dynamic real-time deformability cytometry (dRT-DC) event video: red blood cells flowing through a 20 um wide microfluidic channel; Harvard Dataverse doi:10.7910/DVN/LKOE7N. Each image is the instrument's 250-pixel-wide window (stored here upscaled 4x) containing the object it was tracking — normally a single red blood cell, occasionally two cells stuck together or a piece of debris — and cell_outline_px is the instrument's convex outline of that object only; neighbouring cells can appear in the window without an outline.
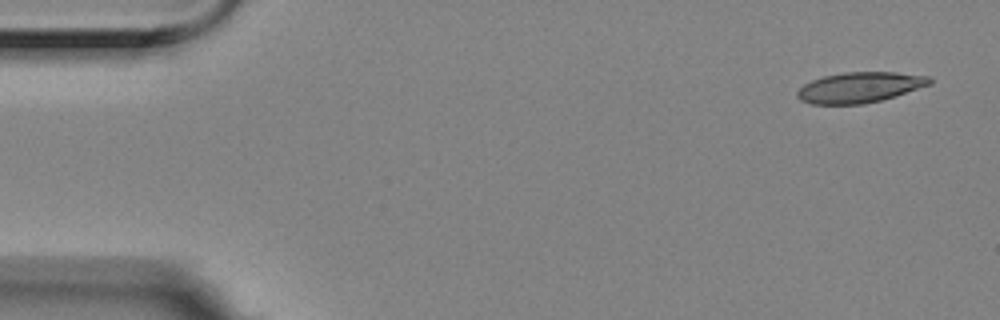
{"species": "Egyptian fruit bat (a non-hibernating species)", "species_latin": "Rousettus aegyptiacus", "temperature_condition": "room temperature", "stored_images_in_passage": 6, "camera_frame_rate_fps": 3000, "um_per_image_px": 0.085, "animal": {"sex": "female"}, "frame": {"image": 1, "passage_image": 1, "time_ms": 0.0, "image_size_px": [1000, 320], "cell_outline_px": [[932, 84], [880, 100], [860, 104], [812, 104], [800, 100], [796, 96], [796, 92], [804, 84], [812, 80], [824, 76], [844, 72], [896, 72], [928, 76], [932, 80]], "centroid_in_image_um": [73.05, 7.42], "position_along_channel_um": 11.9, "area_um2": 23.35}}
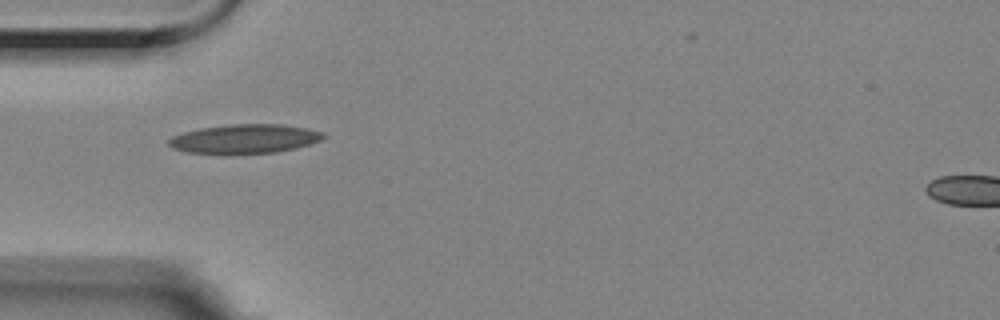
{"frame": {"image": 2, "passage_image": 5, "time_ms": 1.333, "image_size_px": [1000, 320], "cell_outline_px": [[324, 136], [320, 140], [296, 148], [276, 152], [188, 152], [172, 148], [168, 144], [168, 140], [172, 136], [184, 132], [200, 128], [232, 124], [284, 124], [308, 128], [324, 132]], "centroid_in_image_um": [20.82, 11.77], "position_along_channel_um": 64.2, "area_um2": 25.61}}
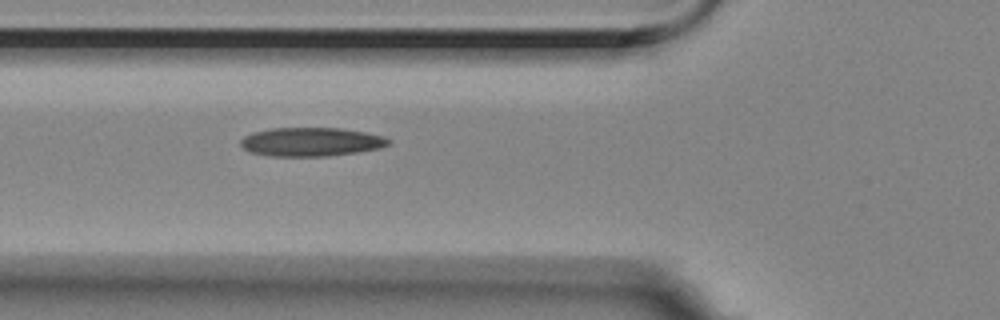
{"frame": {"image": 3, "passage_image": 6, "time_ms": 1.667, "image_size_px": [1000, 320], "cell_outline_px": [[392, 140], [388, 144], [380, 148], [356, 152], [328, 156], [272, 156], [252, 152], [244, 148], [240, 144], [240, 140], [244, 136], [252, 132], [272, 128], [340, 128], [364, 132], [384, 136]], "centroid_in_image_um": [26.44, 12.05], "position_along_channel_um": 99.4, "area_um2": 24.68}}